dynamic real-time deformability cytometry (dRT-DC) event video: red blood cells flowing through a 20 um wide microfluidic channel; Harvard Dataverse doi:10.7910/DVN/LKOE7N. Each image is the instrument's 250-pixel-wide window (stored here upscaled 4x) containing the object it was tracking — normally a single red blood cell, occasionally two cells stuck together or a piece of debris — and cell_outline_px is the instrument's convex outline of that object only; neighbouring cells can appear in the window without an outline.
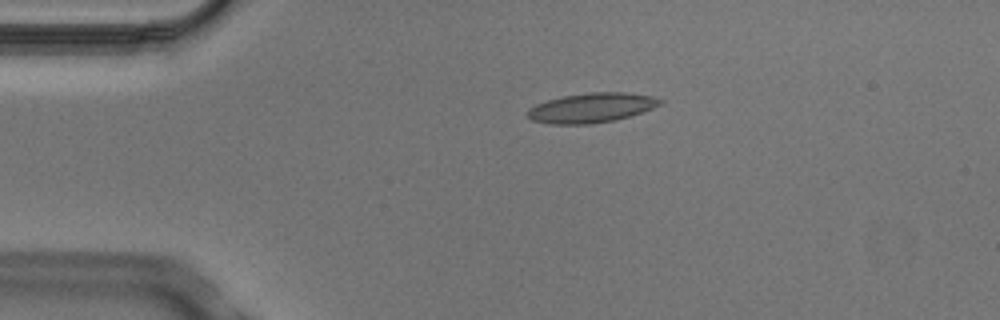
{"species": "Egyptian fruit bat (a non-hibernating species)", "species_latin": "Rousettus aegyptiacus", "temperature_condition": "cold", "stored_images_in_passage": 2, "camera_frame_rate_fps": 3000, "um_per_image_px": 0.085, "animal": {"sex": "male"}, "frame": {"image": 1, "passage_image": 1, "time_ms": 0.0, "image_size_px": [1000, 320], "cell_outline_px": [[664, 100], [660, 104], [652, 108], [616, 120], [588, 124], [548, 124], [532, 120], [528, 116], [528, 108], [536, 104], [548, 100], [564, 96], [588, 92], [624, 92], [652, 96]], "centroid_in_image_um": [50.26, 9.16], "position_along_channel_um": 34.7, "area_um2": 22.72}}